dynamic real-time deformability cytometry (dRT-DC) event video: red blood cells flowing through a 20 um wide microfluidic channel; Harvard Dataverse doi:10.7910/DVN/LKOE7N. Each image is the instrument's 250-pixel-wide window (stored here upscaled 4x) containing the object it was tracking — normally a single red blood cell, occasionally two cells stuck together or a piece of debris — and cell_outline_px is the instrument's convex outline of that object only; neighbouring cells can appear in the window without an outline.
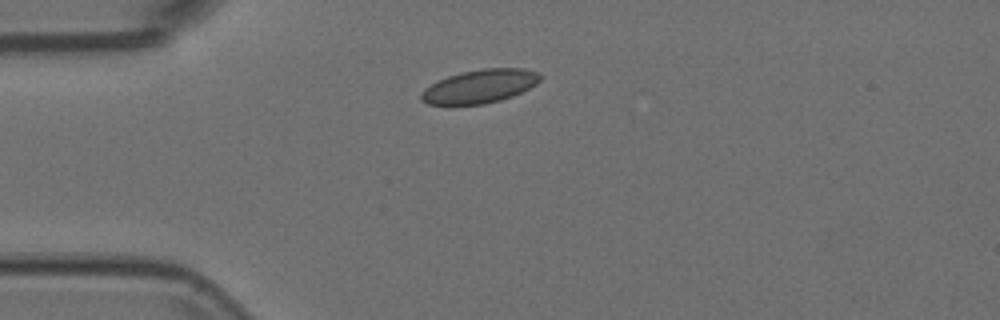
{"species": "Egyptian fruit bat (a non-hibernating species)", "species_latin": "Rousettus aegyptiacus", "temperature_condition": "room temperature", "stored_images_in_passage": 42, "camera_frame_rate_fps": 3000, "um_per_image_px": 0.085, "animal": {"sex": "female"}, "frame": {"image": 1, "passage_image": 1, "time_ms": 0.0, "image_size_px": [1000, 320], "cell_outline_px": [[544, 76], [536, 84], [512, 96], [500, 100], [484, 104], [428, 104], [420, 100], [420, 92], [424, 88], [448, 76], [460, 72], [484, 68], [524, 68], [540, 72]], "centroid_in_image_um": [40.81, 7.32], "position_along_channel_um": 44.2, "area_um2": 23.24}}
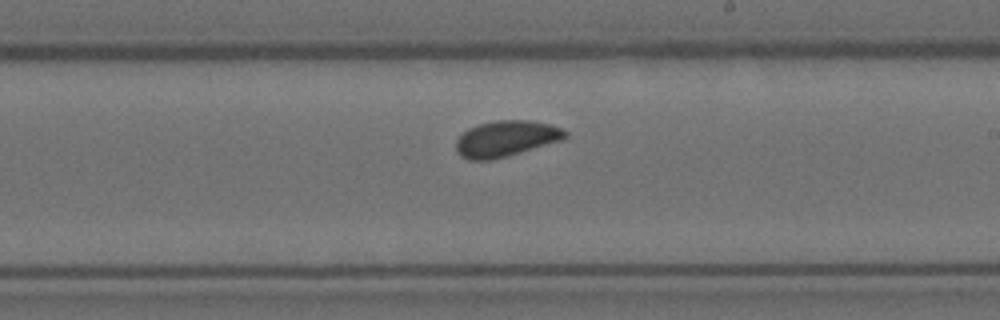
{"frame": {"image": 2, "passage_image": 19, "time_ms": 6.0, "image_size_px": [1000, 320], "cell_outline_px": [[568, 136], [560, 140], [520, 152], [488, 160], [468, 160], [460, 156], [456, 152], [456, 140], [468, 128], [480, 124], [496, 120], [528, 120], [552, 124], [564, 128], [568, 132]], "centroid_in_image_um": [43.01, 11.77], "position_along_channel_um": 246.0, "area_um2": 22.72}}
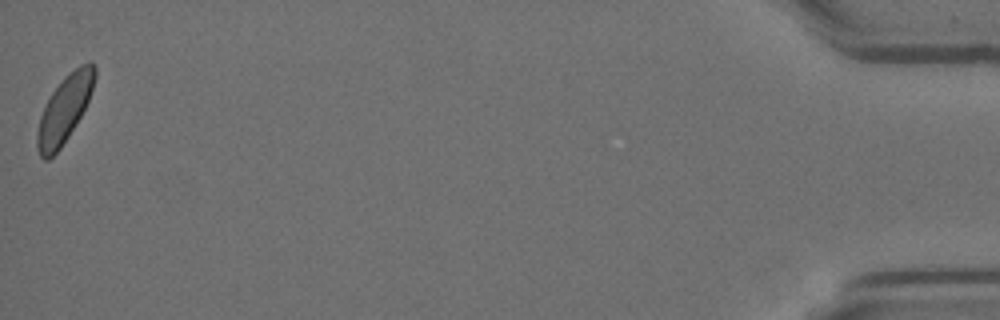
{"frame": {"image": 3, "passage_image": 42, "time_ms": 13.667, "image_size_px": [1000, 320], "cell_outline_px": [[96, 76], [88, 100], [80, 116], [68, 136], [60, 148], [48, 160], [44, 160], [40, 156], [36, 144], [36, 132], [40, 116], [52, 92], [60, 80], [64, 76], [80, 64], [88, 60], [92, 60], [96, 64]], "centroid_in_image_um": [5.48, 9.23], "position_along_channel_um": 429.7, "area_um2": 22.31}}